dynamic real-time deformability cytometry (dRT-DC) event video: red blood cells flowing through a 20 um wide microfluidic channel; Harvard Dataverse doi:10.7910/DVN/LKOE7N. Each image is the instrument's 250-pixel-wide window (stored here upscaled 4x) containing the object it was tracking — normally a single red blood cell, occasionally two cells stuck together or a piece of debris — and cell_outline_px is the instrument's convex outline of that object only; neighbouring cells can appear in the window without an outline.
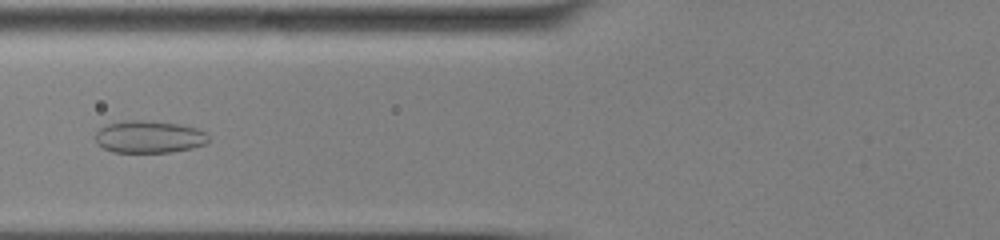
{"species": "common noctule bat (a hibernating species)", "species_latin": "Nyctalus noctula", "temperature_condition": "cold", "stored_images_in_passage": 55, "segment_of_instrument_passage": [1, 2], "camera_frame_rate_fps": 3000, "um_per_image_px": 0.085, "animal": {"sex": "male", "body_mass_g": 13.0, "forearm_length_mm": 53.1}, "frame": {"image": 1, "passage_image": 23, "time_ms": 7.333, "image_size_px": [1000, 240], "cell_outline_px": [[208, 140], [204, 144], [192, 148], [168, 152], [112, 152], [96, 144], [96, 132], [100, 128], [108, 124], [124, 120], [144, 120], [180, 124], [196, 128], [204, 132], [208, 136]], "centroid_in_image_um": [12.64, 11.63], "position_along_channel_um": 113.2, "area_um2": 21.21}}
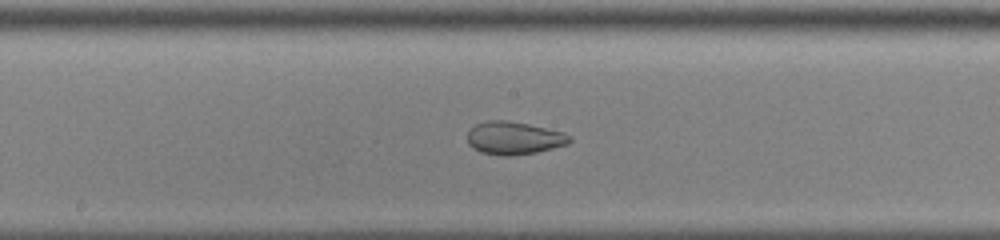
{"frame": {"image": 2, "passage_image": 30, "time_ms": 9.667, "image_size_px": [1000, 240], "cell_outline_px": [[572, 140], [568, 144], [536, 152], [508, 156], [500, 156], [480, 152], [472, 148], [468, 144], [468, 132], [476, 124], [488, 120], [504, 120], [528, 124], [564, 132], [572, 136]], "centroid_in_image_um": [43.69, 11.74], "position_along_channel_um": 204.5, "area_um2": 19.59}}
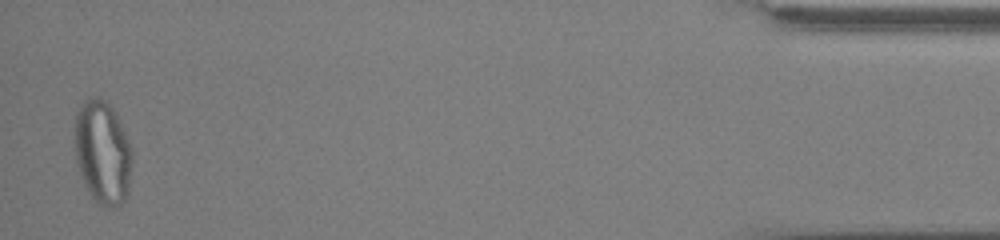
{"frame": {"image": 3, "passage_image": 53, "time_ms": 17.333, "image_size_px": [1000, 240], "cell_outline_px": [[132, 164], [128, 196], [120, 204], [108, 208], [100, 204], [92, 196], [76, 164], [76, 112], [80, 104], [84, 100], [92, 96], [96, 96], [104, 100], [116, 112], [132, 148]], "centroid_in_image_um": [8.76, 12.93], "position_along_channel_um": 426.4, "area_um2": 34.51}}